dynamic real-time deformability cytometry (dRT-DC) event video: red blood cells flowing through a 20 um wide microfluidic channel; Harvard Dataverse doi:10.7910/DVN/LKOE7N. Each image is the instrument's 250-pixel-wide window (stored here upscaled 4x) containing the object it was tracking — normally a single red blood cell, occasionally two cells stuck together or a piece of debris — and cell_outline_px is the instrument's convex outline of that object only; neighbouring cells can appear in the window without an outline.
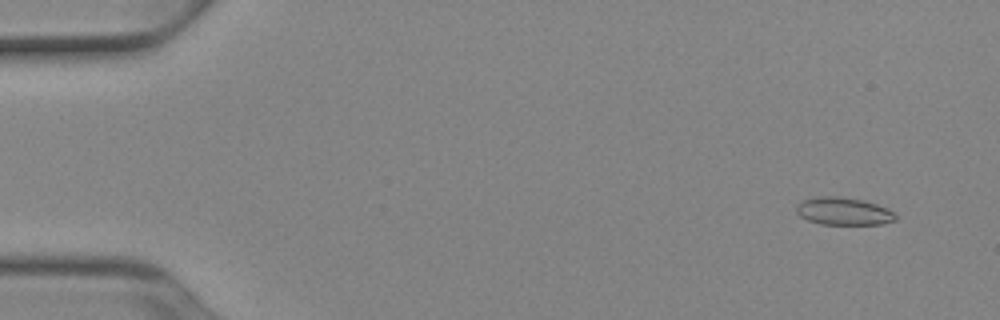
{"species": "Egyptian fruit bat (a non-hibernating species)", "species_latin": "Rousettus aegyptiacus", "temperature_condition": "cold", "stored_images_in_passage": 52, "camera_frame_rate_fps": 3000, "um_per_image_px": 0.085, "animal": {"sex": "female"}, "frame": {"image": 1, "passage_image": 4, "time_ms": 1.0, "image_size_px": [1000, 320], "cell_outline_px": [[896, 220], [880, 224], [820, 224], [808, 220], [800, 216], [796, 212], [796, 204], [804, 200], [820, 196], [836, 196], [864, 200], [888, 208], [896, 216]], "centroid_in_image_um": [71.69, 17.95], "position_along_channel_um": 13.3, "area_um2": 15.9}}
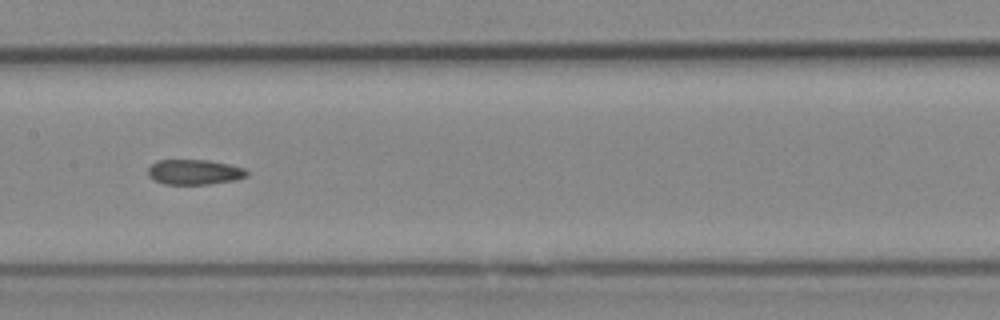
{"frame": {"image": 2, "passage_image": 27, "time_ms": 8.667, "image_size_px": [1000, 320], "cell_outline_px": [[248, 176], [236, 180], [208, 184], [164, 184], [148, 176], [148, 168], [156, 160], [208, 160], [228, 164], [244, 168], [248, 172]], "centroid_in_image_um": [16.53, 14.62], "position_along_channel_um": 190.9, "area_um2": 14.45}}
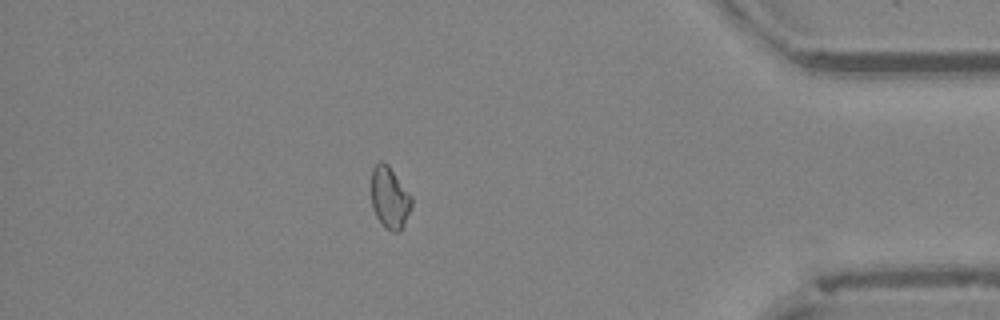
{"frame": {"image": 3, "passage_image": 46, "time_ms": 15.0, "image_size_px": [1000, 320], "cell_outline_px": [[412, 204], [404, 224], [400, 232], [392, 232], [384, 228], [376, 216], [372, 208], [372, 168], [380, 160], [384, 160], [388, 164], [412, 196]], "centroid_in_image_um": [33.12, 16.81], "position_along_channel_um": 402.1, "area_um2": 14.62}}